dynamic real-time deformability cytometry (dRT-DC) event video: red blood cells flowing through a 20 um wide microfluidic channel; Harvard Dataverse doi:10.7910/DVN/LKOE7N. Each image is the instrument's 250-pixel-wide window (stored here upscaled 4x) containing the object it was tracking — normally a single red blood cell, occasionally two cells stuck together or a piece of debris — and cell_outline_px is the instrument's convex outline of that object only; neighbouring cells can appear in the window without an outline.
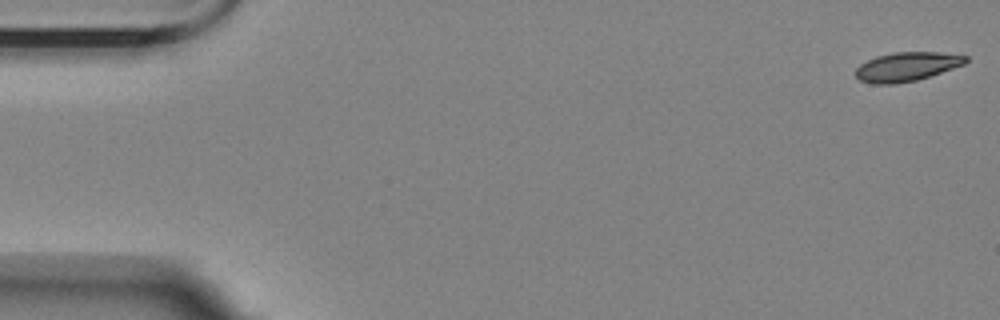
{"species": "Egyptian fruit bat (a non-hibernating species)", "species_latin": "Rousettus aegyptiacus", "temperature_condition": "room temperature", "stored_images_in_passage": 8, "camera_frame_rate_fps": 3000, "um_per_image_px": 0.085, "animal": {"sex": "female"}, "frame": {"image": 1, "passage_image": 1, "time_ms": 0.0, "image_size_px": [1000, 320], "cell_outline_px": [[968, 60], [964, 64], [916, 80], [896, 84], [872, 84], [860, 80], [856, 76], [856, 68], [860, 64], [876, 56], [892, 52], [940, 52], [968, 56]], "centroid_in_image_um": [77.05, 5.66], "position_along_channel_um": 8.0, "area_um2": 18.5}}
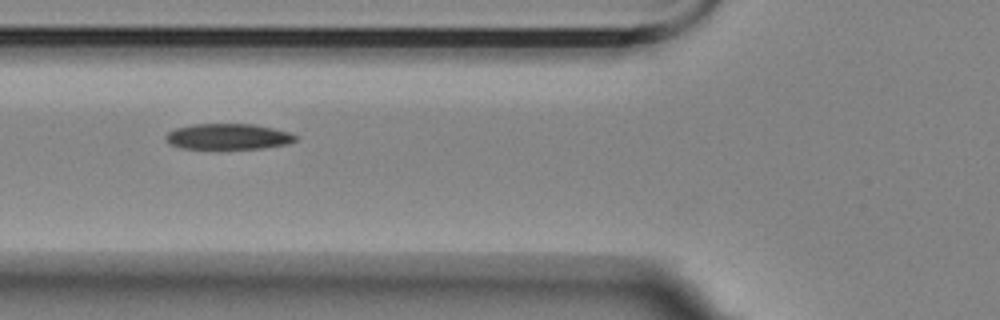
{"frame": {"image": 2, "passage_image": 6, "time_ms": 6.667, "image_size_px": [1000, 320], "cell_outline_px": [[300, 136], [296, 140], [288, 144], [264, 148], [180, 148], [168, 144], [164, 140], [164, 136], [168, 132], [176, 128], [192, 124], [252, 124], [272, 128], [288, 132]], "centroid_in_image_um": [19.37, 11.61], "position_along_channel_um": 106.4, "area_um2": 19.54}}
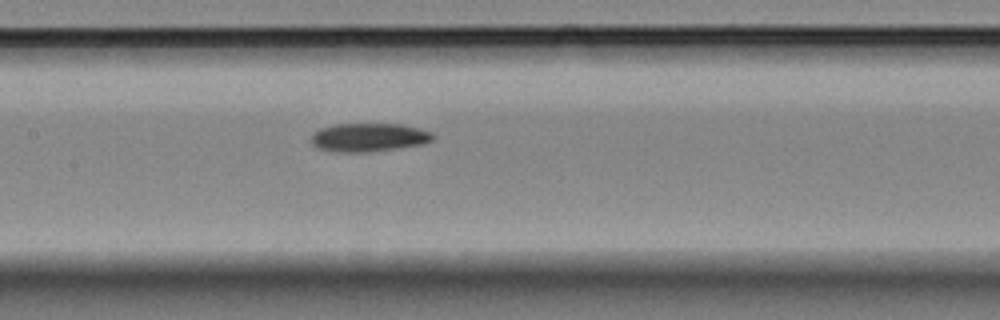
{"frame": {"image": 3, "passage_image": 8, "time_ms": 8.667, "image_size_px": [1000, 320], "cell_outline_px": [[436, 136], [432, 140], [420, 144], [396, 148], [368, 152], [336, 152], [316, 148], [312, 144], [312, 132], [320, 128], [336, 124], [400, 124], [420, 128], [432, 132]], "centroid_in_image_um": [31.32, 11.67], "position_along_channel_um": 176.1, "area_um2": 20.23}}